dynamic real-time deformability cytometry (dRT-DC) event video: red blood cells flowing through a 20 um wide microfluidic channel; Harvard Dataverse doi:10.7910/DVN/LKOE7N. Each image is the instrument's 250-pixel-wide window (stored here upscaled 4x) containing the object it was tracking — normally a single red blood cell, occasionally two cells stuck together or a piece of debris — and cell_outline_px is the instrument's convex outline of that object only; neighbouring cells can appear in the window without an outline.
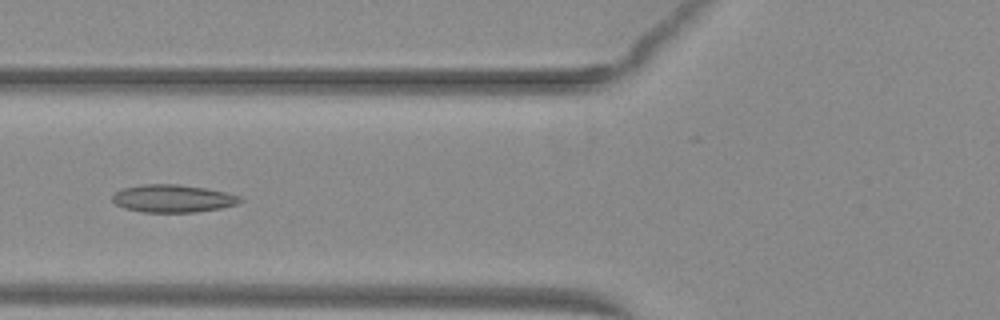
{"species": "common noctule bat (a hibernating species)", "species_latin": "Nyctalus noctula", "temperature_condition": "warm", "stored_images_in_passage": 53, "camera_frame_rate_fps": 3000, "um_per_image_px": 0.085, "animal": {"sex": "female", "body_mass_g": 29.2, "forearm_length_mm": 56.3}, "frame": {"image": 1, "passage_image": 22, "time_ms": 7.0, "image_size_px": [1000, 320], "cell_outline_px": [[244, 200], [236, 204], [220, 208], [196, 212], [144, 212], [124, 208], [116, 204], [112, 200], [112, 196], [116, 192], [124, 188], [144, 184], [176, 184], [208, 188], [228, 192], [240, 196]], "centroid_in_image_um": [14.73, 16.87], "position_along_channel_um": 111.1, "area_um2": 20.63}}
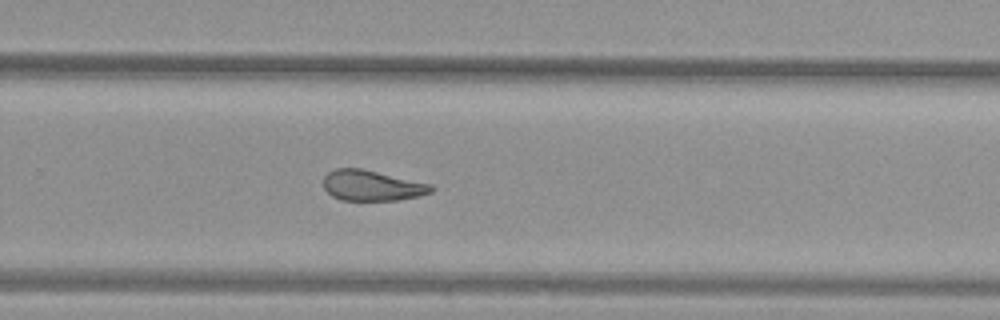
{"frame": {"image": 2, "passage_image": 36, "time_ms": 11.667, "image_size_px": [1000, 320], "cell_outline_px": [[436, 188], [432, 192], [420, 196], [396, 200], [340, 200], [332, 196], [324, 188], [324, 176], [328, 172], [336, 168], [360, 168], [432, 184]], "centroid_in_image_um": [31.63, 15.77], "position_along_channel_um": 298.2, "area_um2": 19.19}}
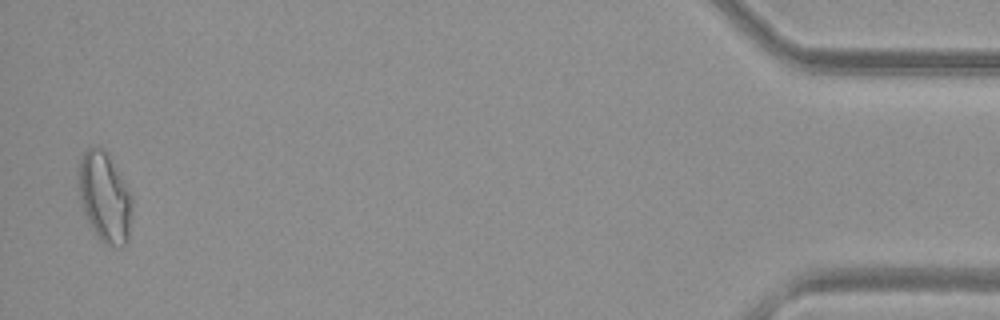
{"frame": {"image": 3, "passage_image": 52, "time_ms": 17.0, "image_size_px": [1000, 320], "cell_outline_px": [[132, 212], [128, 240], [120, 248], [108, 244], [100, 240], [92, 228], [84, 212], [80, 200], [80, 156], [88, 148], [104, 148], [108, 152], [132, 196]], "centroid_in_image_um": [8.93, 16.77], "position_along_channel_um": 426.3, "area_um2": 27.74}, "authors_computed_cell_mechanics": {"area_um2": 21.675, "velocity_mm_per_s": 4.0171, "shape_relaxation_time_tau1_ms": null, "shape_relaxation_time_tau2_ms": 2.6055, "deformation_change_tau1": null, "deformation_change_tau2": 0.0994}}